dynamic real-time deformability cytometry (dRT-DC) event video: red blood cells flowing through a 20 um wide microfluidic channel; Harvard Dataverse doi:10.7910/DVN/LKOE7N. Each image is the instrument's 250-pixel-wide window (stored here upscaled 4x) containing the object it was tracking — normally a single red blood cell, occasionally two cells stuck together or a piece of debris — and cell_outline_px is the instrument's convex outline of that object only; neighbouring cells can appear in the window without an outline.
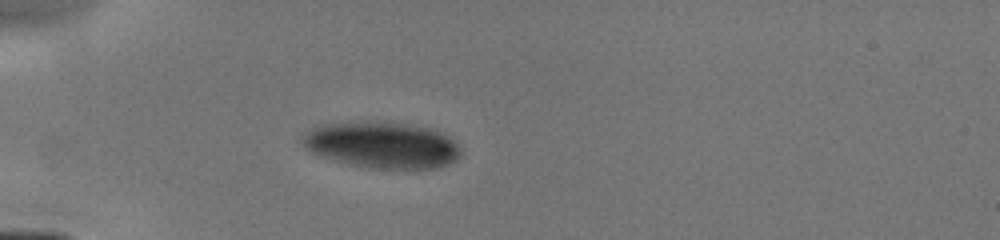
{"species": "human", "species_latin": "Homo sapiens", "temperature_condition": "cold", "stored_images_in_passage": 13, "camera_frame_rate_fps": 3000, "um_per_image_px": 0.085, "donor": {"sex": "male"}, "frame": {"image": 1, "passage_image": 8, "time_ms": 3.667, "image_size_px": [1000, 240], "cell_outline_px": [[460, 156], [456, 160], [448, 164], [436, 168], [368, 168], [348, 164], [320, 156], [304, 148], [300, 140], [312, 128], [320, 124], [408, 124], [432, 128], [448, 132], [460, 144]], "centroid_in_image_um": [32.57, 12.35], "position_along_channel_um": 52.4, "area_um2": 42.37}}
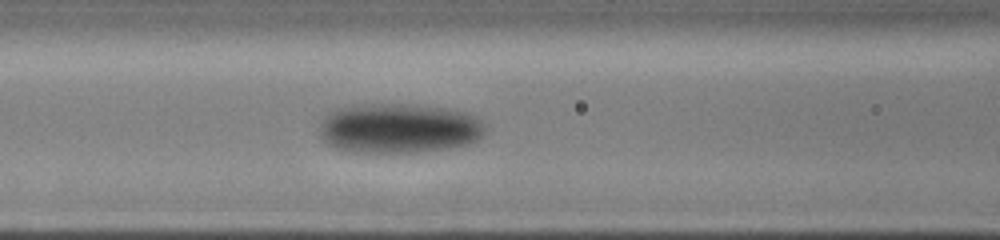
{"frame": {"image": 2, "passage_image": 13, "time_ms": 6.0, "image_size_px": [1000, 240], "cell_outline_px": [[484, 132], [476, 140], [468, 144], [448, 148], [416, 152], [352, 152], [336, 148], [328, 144], [320, 136], [320, 128], [324, 116], [328, 112], [336, 108], [368, 104], [412, 104], [440, 108], [464, 112], [480, 120], [484, 124]], "centroid_in_image_um": [33.85, 10.91], "position_along_channel_um": 132.7, "area_um2": 47.8}}